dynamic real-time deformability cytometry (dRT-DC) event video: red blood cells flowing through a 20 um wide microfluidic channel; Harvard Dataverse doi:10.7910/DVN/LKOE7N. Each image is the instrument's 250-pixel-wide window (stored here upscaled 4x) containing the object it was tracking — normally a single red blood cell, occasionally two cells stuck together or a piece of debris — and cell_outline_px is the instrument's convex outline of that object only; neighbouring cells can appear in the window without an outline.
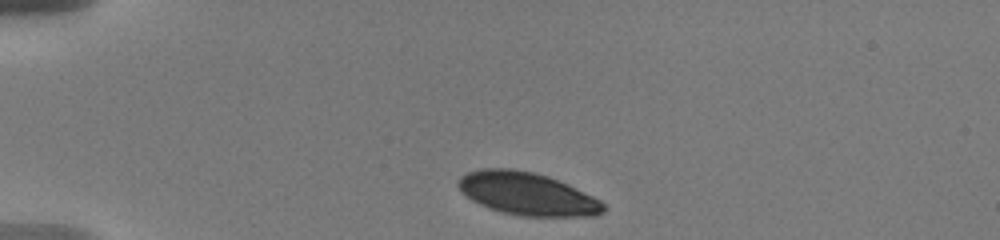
{"species": "human", "species_latin": "Homo sapiens", "temperature_condition": "warm", "stored_images_in_passage": 10, "camera_frame_rate_fps": 3000, "um_per_image_px": 0.085, "donor": {"sex": "male"}, "frame": {"image": 1, "passage_image": 1, "time_ms": 0.0, "image_size_px": [1000, 240], "cell_outline_px": [[608, 208], [604, 212], [596, 216], [524, 216], [504, 212], [480, 204], [472, 200], [456, 184], [456, 180], [460, 176], [468, 172], [484, 168], [512, 168], [536, 172], [548, 176], [568, 184], [600, 200]], "centroid_in_image_um": [44.84, 16.46], "position_along_channel_um": 40.2, "area_um2": 36.07}}
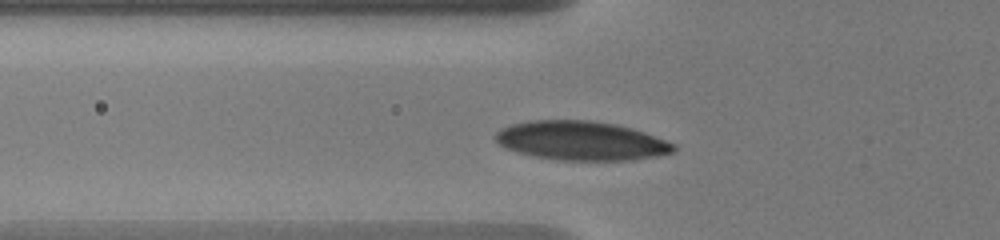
{"frame": {"image": 2, "passage_image": 6, "time_ms": 2.333, "image_size_px": [1000, 240], "cell_outline_px": [[676, 148], [672, 152], [656, 156], [632, 160], [560, 160], [536, 156], [504, 148], [492, 136], [500, 128], [512, 124], [532, 120], [592, 120], [616, 124], [632, 128], [644, 132], [676, 144]], "centroid_in_image_um": [49.39, 11.95], "position_along_channel_um": 76.4, "area_um2": 40.52}}
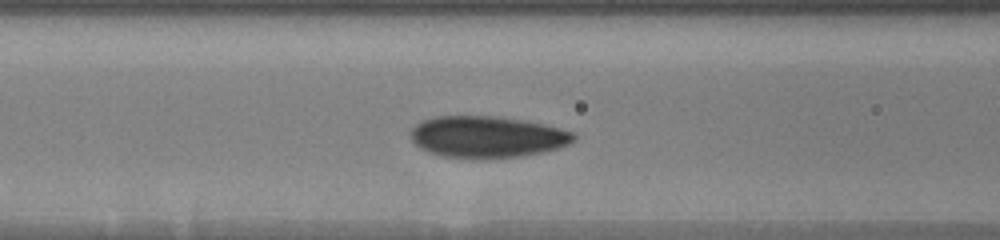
{"frame": {"image": 3, "passage_image": 9, "time_ms": 3.667, "image_size_px": [1000, 240], "cell_outline_px": [[576, 136], [568, 144], [556, 148], [540, 152], [520, 156], [484, 160], [476, 160], [444, 156], [428, 152], [420, 148], [412, 140], [408, 132], [420, 120], [436, 116], [496, 116], [544, 124], [572, 132]], "centroid_in_image_um": [41.32, 11.64], "position_along_channel_um": 125.3, "area_um2": 39.71}}